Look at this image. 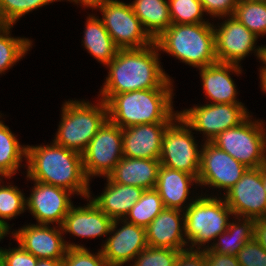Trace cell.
<instances>
[{
    "label": "cell",
    "mask_w": 266,
    "mask_h": 266,
    "mask_svg": "<svg viewBox=\"0 0 266 266\" xmlns=\"http://www.w3.org/2000/svg\"><path fill=\"white\" fill-rule=\"evenodd\" d=\"M156 43L142 48L119 49L106 65L108 77L100 91L103 101L112 95L155 88H172V81L160 65Z\"/></svg>",
    "instance_id": "cell-1"
},
{
    "label": "cell",
    "mask_w": 266,
    "mask_h": 266,
    "mask_svg": "<svg viewBox=\"0 0 266 266\" xmlns=\"http://www.w3.org/2000/svg\"><path fill=\"white\" fill-rule=\"evenodd\" d=\"M27 178L62 187L74 194L89 197L90 185L82 155L54 141L51 145H27Z\"/></svg>",
    "instance_id": "cell-2"
},
{
    "label": "cell",
    "mask_w": 266,
    "mask_h": 266,
    "mask_svg": "<svg viewBox=\"0 0 266 266\" xmlns=\"http://www.w3.org/2000/svg\"><path fill=\"white\" fill-rule=\"evenodd\" d=\"M172 88L135 90L112 95L107 101L108 119L119 127L172 122L179 112L173 111Z\"/></svg>",
    "instance_id": "cell-3"
},
{
    "label": "cell",
    "mask_w": 266,
    "mask_h": 266,
    "mask_svg": "<svg viewBox=\"0 0 266 266\" xmlns=\"http://www.w3.org/2000/svg\"><path fill=\"white\" fill-rule=\"evenodd\" d=\"M154 42L160 51L198 69L218 62L210 22L171 24Z\"/></svg>",
    "instance_id": "cell-4"
},
{
    "label": "cell",
    "mask_w": 266,
    "mask_h": 266,
    "mask_svg": "<svg viewBox=\"0 0 266 266\" xmlns=\"http://www.w3.org/2000/svg\"><path fill=\"white\" fill-rule=\"evenodd\" d=\"M97 105L89 101H66L54 142L83 154L99 128L108 119V108L102 99Z\"/></svg>",
    "instance_id": "cell-5"
},
{
    "label": "cell",
    "mask_w": 266,
    "mask_h": 266,
    "mask_svg": "<svg viewBox=\"0 0 266 266\" xmlns=\"http://www.w3.org/2000/svg\"><path fill=\"white\" fill-rule=\"evenodd\" d=\"M190 200L192 203L184 210L185 238L192 244L189 250H201L211 240L215 242L216 237L228 228L233 213L221 197L205 195Z\"/></svg>",
    "instance_id": "cell-6"
},
{
    "label": "cell",
    "mask_w": 266,
    "mask_h": 266,
    "mask_svg": "<svg viewBox=\"0 0 266 266\" xmlns=\"http://www.w3.org/2000/svg\"><path fill=\"white\" fill-rule=\"evenodd\" d=\"M251 119L250 115L239 125L218 134L211 143L247 168H258L266 164V128L264 122Z\"/></svg>",
    "instance_id": "cell-7"
},
{
    "label": "cell",
    "mask_w": 266,
    "mask_h": 266,
    "mask_svg": "<svg viewBox=\"0 0 266 266\" xmlns=\"http://www.w3.org/2000/svg\"><path fill=\"white\" fill-rule=\"evenodd\" d=\"M191 130L192 128L178 115L164 131L159 161L167 168L198 178L202 150H198Z\"/></svg>",
    "instance_id": "cell-8"
},
{
    "label": "cell",
    "mask_w": 266,
    "mask_h": 266,
    "mask_svg": "<svg viewBox=\"0 0 266 266\" xmlns=\"http://www.w3.org/2000/svg\"><path fill=\"white\" fill-rule=\"evenodd\" d=\"M93 9L101 11L103 25L119 49L142 48L154 43L135 15L131 3L110 0L99 3Z\"/></svg>",
    "instance_id": "cell-9"
},
{
    "label": "cell",
    "mask_w": 266,
    "mask_h": 266,
    "mask_svg": "<svg viewBox=\"0 0 266 266\" xmlns=\"http://www.w3.org/2000/svg\"><path fill=\"white\" fill-rule=\"evenodd\" d=\"M122 157V128L107 119L82 154L87 178L107 177Z\"/></svg>",
    "instance_id": "cell-10"
},
{
    "label": "cell",
    "mask_w": 266,
    "mask_h": 266,
    "mask_svg": "<svg viewBox=\"0 0 266 266\" xmlns=\"http://www.w3.org/2000/svg\"><path fill=\"white\" fill-rule=\"evenodd\" d=\"M243 104L217 103L194 106L179 112L192 130L202 132L206 142L243 122L250 114Z\"/></svg>",
    "instance_id": "cell-11"
},
{
    "label": "cell",
    "mask_w": 266,
    "mask_h": 266,
    "mask_svg": "<svg viewBox=\"0 0 266 266\" xmlns=\"http://www.w3.org/2000/svg\"><path fill=\"white\" fill-rule=\"evenodd\" d=\"M201 147L198 184L219 190L225 189L227 192L241 179L248 168L211 142L205 141Z\"/></svg>",
    "instance_id": "cell-12"
},
{
    "label": "cell",
    "mask_w": 266,
    "mask_h": 266,
    "mask_svg": "<svg viewBox=\"0 0 266 266\" xmlns=\"http://www.w3.org/2000/svg\"><path fill=\"white\" fill-rule=\"evenodd\" d=\"M223 195L235 217L253 219L266 217V192L262 184V166L248 168L241 179Z\"/></svg>",
    "instance_id": "cell-13"
},
{
    "label": "cell",
    "mask_w": 266,
    "mask_h": 266,
    "mask_svg": "<svg viewBox=\"0 0 266 266\" xmlns=\"http://www.w3.org/2000/svg\"><path fill=\"white\" fill-rule=\"evenodd\" d=\"M219 28L214 27L215 52L218 62L239 65L251 51L261 59L263 46L256 48L258 37L240 23L234 16H229ZM257 50V51H256Z\"/></svg>",
    "instance_id": "cell-14"
},
{
    "label": "cell",
    "mask_w": 266,
    "mask_h": 266,
    "mask_svg": "<svg viewBox=\"0 0 266 266\" xmlns=\"http://www.w3.org/2000/svg\"><path fill=\"white\" fill-rule=\"evenodd\" d=\"M50 227L46 224H29L18 229L12 236L25 250L38 259L63 260L68 248H84L63 239L62 226Z\"/></svg>",
    "instance_id": "cell-15"
},
{
    "label": "cell",
    "mask_w": 266,
    "mask_h": 266,
    "mask_svg": "<svg viewBox=\"0 0 266 266\" xmlns=\"http://www.w3.org/2000/svg\"><path fill=\"white\" fill-rule=\"evenodd\" d=\"M30 197L26 199V209L36 218V224L63 225L65 216L73 206L71 191L62 187L34 181Z\"/></svg>",
    "instance_id": "cell-16"
},
{
    "label": "cell",
    "mask_w": 266,
    "mask_h": 266,
    "mask_svg": "<svg viewBox=\"0 0 266 266\" xmlns=\"http://www.w3.org/2000/svg\"><path fill=\"white\" fill-rule=\"evenodd\" d=\"M120 222H123V226L117 229ZM110 235L101 246L103 257L110 266H123L125 263L133 262V259L148 246L146 229L124 219L113 221Z\"/></svg>",
    "instance_id": "cell-17"
},
{
    "label": "cell",
    "mask_w": 266,
    "mask_h": 266,
    "mask_svg": "<svg viewBox=\"0 0 266 266\" xmlns=\"http://www.w3.org/2000/svg\"><path fill=\"white\" fill-rule=\"evenodd\" d=\"M170 123L158 122L123 128V157L160 160L163 134Z\"/></svg>",
    "instance_id": "cell-18"
},
{
    "label": "cell",
    "mask_w": 266,
    "mask_h": 266,
    "mask_svg": "<svg viewBox=\"0 0 266 266\" xmlns=\"http://www.w3.org/2000/svg\"><path fill=\"white\" fill-rule=\"evenodd\" d=\"M164 208L145 228L147 244L154 248H169L178 251L186 247L184 211ZM182 213V214H181Z\"/></svg>",
    "instance_id": "cell-19"
},
{
    "label": "cell",
    "mask_w": 266,
    "mask_h": 266,
    "mask_svg": "<svg viewBox=\"0 0 266 266\" xmlns=\"http://www.w3.org/2000/svg\"><path fill=\"white\" fill-rule=\"evenodd\" d=\"M113 221L90 199L84 207H71L65 216L62 230L63 233L91 239L109 234Z\"/></svg>",
    "instance_id": "cell-20"
},
{
    "label": "cell",
    "mask_w": 266,
    "mask_h": 266,
    "mask_svg": "<svg viewBox=\"0 0 266 266\" xmlns=\"http://www.w3.org/2000/svg\"><path fill=\"white\" fill-rule=\"evenodd\" d=\"M204 93L212 104L231 103L243 104L237 101L235 83L230 72L241 73V66L232 63L216 62L203 68H199Z\"/></svg>",
    "instance_id": "cell-21"
},
{
    "label": "cell",
    "mask_w": 266,
    "mask_h": 266,
    "mask_svg": "<svg viewBox=\"0 0 266 266\" xmlns=\"http://www.w3.org/2000/svg\"><path fill=\"white\" fill-rule=\"evenodd\" d=\"M160 167L158 159L122 157L107 177L114 183L153 189L156 187Z\"/></svg>",
    "instance_id": "cell-22"
},
{
    "label": "cell",
    "mask_w": 266,
    "mask_h": 266,
    "mask_svg": "<svg viewBox=\"0 0 266 266\" xmlns=\"http://www.w3.org/2000/svg\"><path fill=\"white\" fill-rule=\"evenodd\" d=\"M104 192L96 198H91L92 202L102 210L108 217L124 219L134 204L141 198L144 190L142 187L123 185L112 182L108 177Z\"/></svg>",
    "instance_id": "cell-23"
},
{
    "label": "cell",
    "mask_w": 266,
    "mask_h": 266,
    "mask_svg": "<svg viewBox=\"0 0 266 266\" xmlns=\"http://www.w3.org/2000/svg\"><path fill=\"white\" fill-rule=\"evenodd\" d=\"M193 183L198 184L195 176L161 165L155 189L158 191L165 208L184 211L192 203L190 201L188 205L184 206L190 193L189 187Z\"/></svg>",
    "instance_id": "cell-24"
},
{
    "label": "cell",
    "mask_w": 266,
    "mask_h": 266,
    "mask_svg": "<svg viewBox=\"0 0 266 266\" xmlns=\"http://www.w3.org/2000/svg\"><path fill=\"white\" fill-rule=\"evenodd\" d=\"M236 219L237 222H229L228 228L216 237L218 242H213L210 247L207 245L202 251L237 256L239 250L253 239L255 219L238 216Z\"/></svg>",
    "instance_id": "cell-25"
},
{
    "label": "cell",
    "mask_w": 266,
    "mask_h": 266,
    "mask_svg": "<svg viewBox=\"0 0 266 266\" xmlns=\"http://www.w3.org/2000/svg\"><path fill=\"white\" fill-rule=\"evenodd\" d=\"M86 22L82 45L99 63L107 65L116 56L119 48L101 19L89 15Z\"/></svg>",
    "instance_id": "cell-26"
},
{
    "label": "cell",
    "mask_w": 266,
    "mask_h": 266,
    "mask_svg": "<svg viewBox=\"0 0 266 266\" xmlns=\"http://www.w3.org/2000/svg\"><path fill=\"white\" fill-rule=\"evenodd\" d=\"M131 5L144 30L153 40L172 24L167 0H134Z\"/></svg>",
    "instance_id": "cell-27"
},
{
    "label": "cell",
    "mask_w": 266,
    "mask_h": 266,
    "mask_svg": "<svg viewBox=\"0 0 266 266\" xmlns=\"http://www.w3.org/2000/svg\"><path fill=\"white\" fill-rule=\"evenodd\" d=\"M1 117V115H0ZM10 128L0 120V173L11 178L27 156V146H21Z\"/></svg>",
    "instance_id": "cell-28"
},
{
    "label": "cell",
    "mask_w": 266,
    "mask_h": 266,
    "mask_svg": "<svg viewBox=\"0 0 266 266\" xmlns=\"http://www.w3.org/2000/svg\"><path fill=\"white\" fill-rule=\"evenodd\" d=\"M11 27L13 25L0 24V74H4L32 48L30 39L10 36Z\"/></svg>",
    "instance_id": "cell-29"
},
{
    "label": "cell",
    "mask_w": 266,
    "mask_h": 266,
    "mask_svg": "<svg viewBox=\"0 0 266 266\" xmlns=\"http://www.w3.org/2000/svg\"><path fill=\"white\" fill-rule=\"evenodd\" d=\"M164 208L158 191L155 188L145 189L124 220L146 228Z\"/></svg>",
    "instance_id": "cell-30"
},
{
    "label": "cell",
    "mask_w": 266,
    "mask_h": 266,
    "mask_svg": "<svg viewBox=\"0 0 266 266\" xmlns=\"http://www.w3.org/2000/svg\"><path fill=\"white\" fill-rule=\"evenodd\" d=\"M233 16L257 37L266 34V2L239 0Z\"/></svg>",
    "instance_id": "cell-31"
},
{
    "label": "cell",
    "mask_w": 266,
    "mask_h": 266,
    "mask_svg": "<svg viewBox=\"0 0 266 266\" xmlns=\"http://www.w3.org/2000/svg\"><path fill=\"white\" fill-rule=\"evenodd\" d=\"M172 24H199L203 19L204 8L201 0H168Z\"/></svg>",
    "instance_id": "cell-32"
},
{
    "label": "cell",
    "mask_w": 266,
    "mask_h": 266,
    "mask_svg": "<svg viewBox=\"0 0 266 266\" xmlns=\"http://www.w3.org/2000/svg\"><path fill=\"white\" fill-rule=\"evenodd\" d=\"M26 196L13 185L0 184V222L10 229L5 219L11 220L26 210Z\"/></svg>",
    "instance_id": "cell-33"
},
{
    "label": "cell",
    "mask_w": 266,
    "mask_h": 266,
    "mask_svg": "<svg viewBox=\"0 0 266 266\" xmlns=\"http://www.w3.org/2000/svg\"><path fill=\"white\" fill-rule=\"evenodd\" d=\"M181 252L147 246L134 258L131 266H175Z\"/></svg>",
    "instance_id": "cell-34"
},
{
    "label": "cell",
    "mask_w": 266,
    "mask_h": 266,
    "mask_svg": "<svg viewBox=\"0 0 266 266\" xmlns=\"http://www.w3.org/2000/svg\"><path fill=\"white\" fill-rule=\"evenodd\" d=\"M63 266H110L101 249L92 254L87 248H68L63 258Z\"/></svg>",
    "instance_id": "cell-35"
},
{
    "label": "cell",
    "mask_w": 266,
    "mask_h": 266,
    "mask_svg": "<svg viewBox=\"0 0 266 266\" xmlns=\"http://www.w3.org/2000/svg\"><path fill=\"white\" fill-rule=\"evenodd\" d=\"M240 266H266V251L253 238L237 254Z\"/></svg>",
    "instance_id": "cell-36"
},
{
    "label": "cell",
    "mask_w": 266,
    "mask_h": 266,
    "mask_svg": "<svg viewBox=\"0 0 266 266\" xmlns=\"http://www.w3.org/2000/svg\"><path fill=\"white\" fill-rule=\"evenodd\" d=\"M37 262L38 258L20 244L12 249L1 248V266H36Z\"/></svg>",
    "instance_id": "cell-37"
},
{
    "label": "cell",
    "mask_w": 266,
    "mask_h": 266,
    "mask_svg": "<svg viewBox=\"0 0 266 266\" xmlns=\"http://www.w3.org/2000/svg\"><path fill=\"white\" fill-rule=\"evenodd\" d=\"M23 16V0H0V24L14 25Z\"/></svg>",
    "instance_id": "cell-38"
},
{
    "label": "cell",
    "mask_w": 266,
    "mask_h": 266,
    "mask_svg": "<svg viewBox=\"0 0 266 266\" xmlns=\"http://www.w3.org/2000/svg\"><path fill=\"white\" fill-rule=\"evenodd\" d=\"M239 0H201L205 13L211 17L233 16Z\"/></svg>",
    "instance_id": "cell-39"
},
{
    "label": "cell",
    "mask_w": 266,
    "mask_h": 266,
    "mask_svg": "<svg viewBox=\"0 0 266 266\" xmlns=\"http://www.w3.org/2000/svg\"><path fill=\"white\" fill-rule=\"evenodd\" d=\"M175 266H206L202 250H186L180 253Z\"/></svg>",
    "instance_id": "cell-40"
},
{
    "label": "cell",
    "mask_w": 266,
    "mask_h": 266,
    "mask_svg": "<svg viewBox=\"0 0 266 266\" xmlns=\"http://www.w3.org/2000/svg\"><path fill=\"white\" fill-rule=\"evenodd\" d=\"M206 266H240L237 256L204 252Z\"/></svg>",
    "instance_id": "cell-41"
},
{
    "label": "cell",
    "mask_w": 266,
    "mask_h": 266,
    "mask_svg": "<svg viewBox=\"0 0 266 266\" xmlns=\"http://www.w3.org/2000/svg\"><path fill=\"white\" fill-rule=\"evenodd\" d=\"M253 238L266 251V217L255 219Z\"/></svg>",
    "instance_id": "cell-42"
},
{
    "label": "cell",
    "mask_w": 266,
    "mask_h": 266,
    "mask_svg": "<svg viewBox=\"0 0 266 266\" xmlns=\"http://www.w3.org/2000/svg\"><path fill=\"white\" fill-rule=\"evenodd\" d=\"M61 0H23V16L34 9L48 5L49 3ZM63 1V0H62Z\"/></svg>",
    "instance_id": "cell-43"
},
{
    "label": "cell",
    "mask_w": 266,
    "mask_h": 266,
    "mask_svg": "<svg viewBox=\"0 0 266 266\" xmlns=\"http://www.w3.org/2000/svg\"><path fill=\"white\" fill-rule=\"evenodd\" d=\"M69 2H74L75 4H82L84 7L94 8L99 3H103L110 0H67Z\"/></svg>",
    "instance_id": "cell-44"
},
{
    "label": "cell",
    "mask_w": 266,
    "mask_h": 266,
    "mask_svg": "<svg viewBox=\"0 0 266 266\" xmlns=\"http://www.w3.org/2000/svg\"><path fill=\"white\" fill-rule=\"evenodd\" d=\"M36 266H63V260L38 259Z\"/></svg>",
    "instance_id": "cell-45"
},
{
    "label": "cell",
    "mask_w": 266,
    "mask_h": 266,
    "mask_svg": "<svg viewBox=\"0 0 266 266\" xmlns=\"http://www.w3.org/2000/svg\"><path fill=\"white\" fill-rule=\"evenodd\" d=\"M261 88L266 93V71H260Z\"/></svg>",
    "instance_id": "cell-46"
},
{
    "label": "cell",
    "mask_w": 266,
    "mask_h": 266,
    "mask_svg": "<svg viewBox=\"0 0 266 266\" xmlns=\"http://www.w3.org/2000/svg\"><path fill=\"white\" fill-rule=\"evenodd\" d=\"M261 62L265 65L261 67L260 71H266V46H263L262 52H261Z\"/></svg>",
    "instance_id": "cell-47"
},
{
    "label": "cell",
    "mask_w": 266,
    "mask_h": 266,
    "mask_svg": "<svg viewBox=\"0 0 266 266\" xmlns=\"http://www.w3.org/2000/svg\"><path fill=\"white\" fill-rule=\"evenodd\" d=\"M8 232H11L9 231V229L3 225L1 222H0V241L1 239H3L5 236H7L6 234H10Z\"/></svg>",
    "instance_id": "cell-48"
},
{
    "label": "cell",
    "mask_w": 266,
    "mask_h": 266,
    "mask_svg": "<svg viewBox=\"0 0 266 266\" xmlns=\"http://www.w3.org/2000/svg\"><path fill=\"white\" fill-rule=\"evenodd\" d=\"M262 184L266 192V164L262 166Z\"/></svg>",
    "instance_id": "cell-49"
},
{
    "label": "cell",
    "mask_w": 266,
    "mask_h": 266,
    "mask_svg": "<svg viewBox=\"0 0 266 266\" xmlns=\"http://www.w3.org/2000/svg\"><path fill=\"white\" fill-rule=\"evenodd\" d=\"M0 177L7 178L8 179V177L6 175L2 174V173H0ZM1 182H2V179L0 178V184H1Z\"/></svg>",
    "instance_id": "cell-50"
},
{
    "label": "cell",
    "mask_w": 266,
    "mask_h": 266,
    "mask_svg": "<svg viewBox=\"0 0 266 266\" xmlns=\"http://www.w3.org/2000/svg\"><path fill=\"white\" fill-rule=\"evenodd\" d=\"M251 1H260V2H266V0H251Z\"/></svg>",
    "instance_id": "cell-51"
},
{
    "label": "cell",
    "mask_w": 266,
    "mask_h": 266,
    "mask_svg": "<svg viewBox=\"0 0 266 266\" xmlns=\"http://www.w3.org/2000/svg\"><path fill=\"white\" fill-rule=\"evenodd\" d=\"M0 266H1V248H0Z\"/></svg>",
    "instance_id": "cell-52"
}]
</instances>
